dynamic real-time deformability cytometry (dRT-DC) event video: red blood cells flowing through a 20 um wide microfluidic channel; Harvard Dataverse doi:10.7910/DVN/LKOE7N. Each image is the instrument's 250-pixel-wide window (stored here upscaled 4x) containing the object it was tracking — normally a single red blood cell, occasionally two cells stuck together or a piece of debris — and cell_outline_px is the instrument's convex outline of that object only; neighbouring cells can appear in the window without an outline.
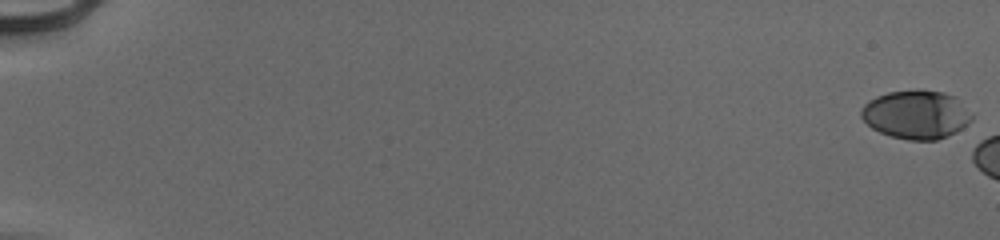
{"species": "human", "species_latin": "Homo sapiens", "temperature_condition": "cold", "stored_images_in_passage": 7, "camera_frame_rate_fps": 3000, "um_per_image_px": 0.085, "donor": {"sex": "male"}, "frame": {"image": 1, "passage_image": 1, "time_ms": 0.0, "image_size_px": [1000, 240], "cell_outline_px": [[972, 120], [968, 124], [956, 132], [948, 136], [936, 140], [908, 140], [892, 136], [880, 132], [872, 128], [860, 116], [860, 112], [864, 104], [868, 100], [876, 96], [888, 92], [916, 88], [920, 88], [944, 92], [956, 96], [972, 112]], "centroid_in_image_um": [77.9, 9.71], "position_along_channel_um": 7.1, "area_um2": 31.91}}